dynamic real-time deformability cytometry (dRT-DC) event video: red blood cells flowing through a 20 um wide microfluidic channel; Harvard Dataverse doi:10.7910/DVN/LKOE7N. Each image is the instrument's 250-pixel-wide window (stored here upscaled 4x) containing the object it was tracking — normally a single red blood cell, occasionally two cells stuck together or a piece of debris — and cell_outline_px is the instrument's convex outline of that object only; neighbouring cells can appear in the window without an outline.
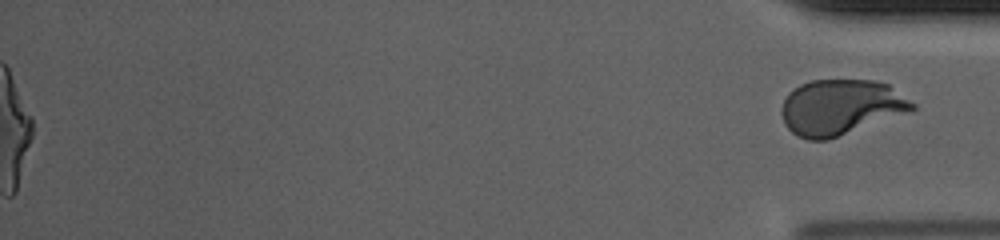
{"species": "human", "species_latin": "Homo sapiens", "temperature_condition": "cold", "stored_images_in_passage": 54, "segment_of_instrument_passage": [2, 2], "camera_frame_rate_fps": 3000, "um_per_image_px": 0.085, "donor": {"sex": "male"}, "frame": {"image": 1, "passage_image": 54, "time_ms": 17.667, "image_size_px": [1000, 240], "cell_outline_px": [[916, 108], [912, 112], [828, 140], [808, 140], [796, 136], [784, 124], [780, 112], [780, 108], [788, 92], [800, 84], [812, 80], [872, 80], [888, 84], [916, 104]], "centroid_in_image_um": [71.46, 9.13], "position_along_channel_um": 363.7, "area_um2": 42.83}}